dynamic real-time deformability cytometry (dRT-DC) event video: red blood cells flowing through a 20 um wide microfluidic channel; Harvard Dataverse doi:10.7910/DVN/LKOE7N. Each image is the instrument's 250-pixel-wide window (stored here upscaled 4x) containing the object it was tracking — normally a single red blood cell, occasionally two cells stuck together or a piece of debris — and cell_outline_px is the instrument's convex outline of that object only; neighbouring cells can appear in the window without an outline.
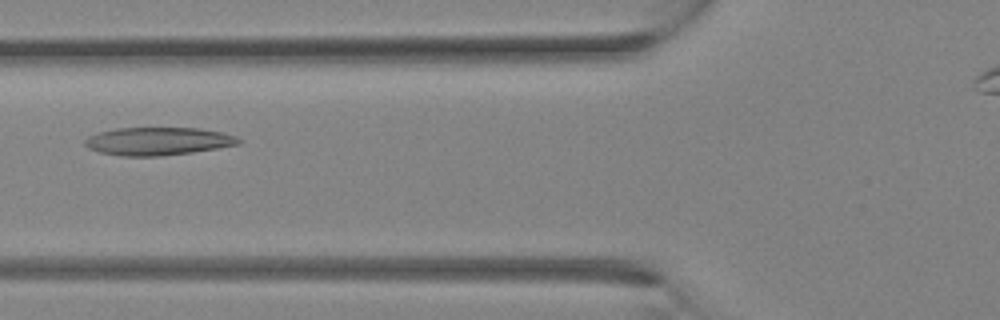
{"species": "Egyptian fruit bat (a non-hibernating species)", "species_latin": "Rousettus aegyptiacus", "temperature_condition": "room temperature", "stored_images_in_passage": 31, "segment_of_instrument_passage": [1, 2], "camera_frame_rate_fps": 3000, "um_per_image_px": 0.085, "animal": {"sex": "female"}, "frame": {"image": 1, "passage_image": 13, "time_ms": 4.0, "image_size_px": [1000, 320], "cell_outline_px": [[244, 140], [240, 144], [192, 152], [160, 156], [120, 156], [100, 152], [88, 148], [84, 144], [84, 140], [88, 136], [96, 132], [116, 128], [200, 128], [220, 132], [236, 136]], "centroid_in_image_um": [13.41, 12.0], "position_along_channel_um": 112.4, "area_um2": 25.14}}
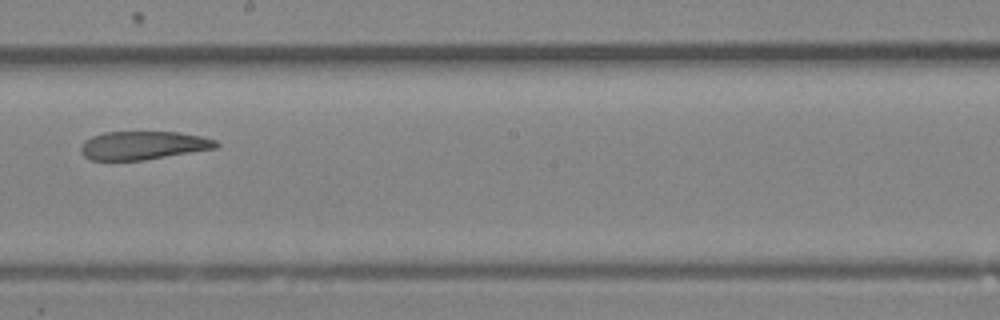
{"frame": {"image": 2, "passage_image": 19, "time_ms": 6.0, "image_size_px": [1000, 320], "cell_outline_px": [[220, 144], [216, 148], [144, 160], [92, 160], [84, 156], [80, 152], [80, 148], [84, 140], [92, 136], [104, 132], [176, 132], [200, 136], [216, 140]], "centroid_in_image_um": [12.14, 12.36], "position_along_channel_um": 236.1, "area_um2": 22.31}}
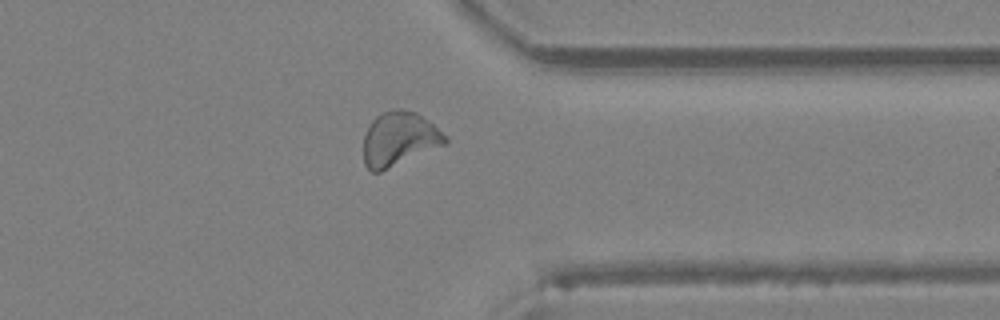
{"frame": {"image": 3, "passage_image": 26, "time_ms": 8.333, "image_size_px": [1000, 320], "cell_outline_px": [[448, 144], [380, 172], [372, 172], [364, 164], [364, 136], [368, 124], [376, 116], [384, 112], [396, 108], [400, 108], [416, 112], [428, 120], [448, 136]], "centroid_in_image_um": [33.95, 11.81], "position_along_channel_um": 377.4, "area_um2": 26.07}}